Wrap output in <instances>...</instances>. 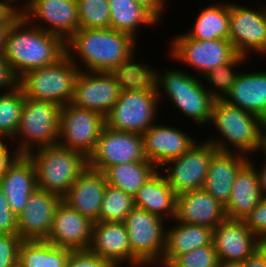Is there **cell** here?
<instances>
[{
    "instance_id": "1",
    "label": "cell",
    "mask_w": 266,
    "mask_h": 267,
    "mask_svg": "<svg viewBox=\"0 0 266 267\" xmlns=\"http://www.w3.org/2000/svg\"><path fill=\"white\" fill-rule=\"evenodd\" d=\"M136 40L128 33L111 28H79L65 42V49L80 71L138 75L144 71L145 64L134 62Z\"/></svg>"
},
{
    "instance_id": "2",
    "label": "cell",
    "mask_w": 266,
    "mask_h": 267,
    "mask_svg": "<svg viewBox=\"0 0 266 267\" xmlns=\"http://www.w3.org/2000/svg\"><path fill=\"white\" fill-rule=\"evenodd\" d=\"M65 53V42L59 36L32 25L20 14L6 34L3 57L18 80L30 70L54 64Z\"/></svg>"
},
{
    "instance_id": "3",
    "label": "cell",
    "mask_w": 266,
    "mask_h": 267,
    "mask_svg": "<svg viewBox=\"0 0 266 267\" xmlns=\"http://www.w3.org/2000/svg\"><path fill=\"white\" fill-rule=\"evenodd\" d=\"M159 104L155 84L144 70L126 82L118 100L105 116V126L142 135L158 119Z\"/></svg>"
},
{
    "instance_id": "4",
    "label": "cell",
    "mask_w": 266,
    "mask_h": 267,
    "mask_svg": "<svg viewBox=\"0 0 266 267\" xmlns=\"http://www.w3.org/2000/svg\"><path fill=\"white\" fill-rule=\"evenodd\" d=\"M144 70L155 84L159 101L162 99L163 90L173 106L190 120L192 119L191 121L200 126L210 125L214 99L201 82L202 78L188 74L184 69L170 68L161 73L145 64Z\"/></svg>"
},
{
    "instance_id": "5",
    "label": "cell",
    "mask_w": 266,
    "mask_h": 267,
    "mask_svg": "<svg viewBox=\"0 0 266 267\" xmlns=\"http://www.w3.org/2000/svg\"><path fill=\"white\" fill-rule=\"evenodd\" d=\"M264 123L265 121L255 114L224 100H214L210 124L220 132V137L211 136L206 141L211 142L217 151L248 156L259 151Z\"/></svg>"
},
{
    "instance_id": "6",
    "label": "cell",
    "mask_w": 266,
    "mask_h": 267,
    "mask_svg": "<svg viewBox=\"0 0 266 267\" xmlns=\"http://www.w3.org/2000/svg\"><path fill=\"white\" fill-rule=\"evenodd\" d=\"M27 156L35 166L37 189L61 198L88 167L87 157L82 152L58 143L37 148Z\"/></svg>"
},
{
    "instance_id": "7",
    "label": "cell",
    "mask_w": 266,
    "mask_h": 267,
    "mask_svg": "<svg viewBox=\"0 0 266 267\" xmlns=\"http://www.w3.org/2000/svg\"><path fill=\"white\" fill-rule=\"evenodd\" d=\"M79 68L65 53L54 64L26 72L17 85L27 98L64 106L72 102Z\"/></svg>"
},
{
    "instance_id": "8",
    "label": "cell",
    "mask_w": 266,
    "mask_h": 267,
    "mask_svg": "<svg viewBox=\"0 0 266 267\" xmlns=\"http://www.w3.org/2000/svg\"><path fill=\"white\" fill-rule=\"evenodd\" d=\"M61 106L51 101L25 97L21 119L14 140H21L15 146L22 154L58 142Z\"/></svg>"
},
{
    "instance_id": "9",
    "label": "cell",
    "mask_w": 266,
    "mask_h": 267,
    "mask_svg": "<svg viewBox=\"0 0 266 267\" xmlns=\"http://www.w3.org/2000/svg\"><path fill=\"white\" fill-rule=\"evenodd\" d=\"M132 76L135 75L80 71L75 81L71 104L81 109L96 111L105 117Z\"/></svg>"
},
{
    "instance_id": "10",
    "label": "cell",
    "mask_w": 266,
    "mask_h": 267,
    "mask_svg": "<svg viewBox=\"0 0 266 267\" xmlns=\"http://www.w3.org/2000/svg\"><path fill=\"white\" fill-rule=\"evenodd\" d=\"M169 48L172 59L192 67L200 78L238 55L229 40H194L185 33L174 36Z\"/></svg>"
},
{
    "instance_id": "11",
    "label": "cell",
    "mask_w": 266,
    "mask_h": 267,
    "mask_svg": "<svg viewBox=\"0 0 266 267\" xmlns=\"http://www.w3.org/2000/svg\"><path fill=\"white\" fill-rule=\"evenodd\" d=\"M165 222V219L136 206L125 218L131 251L142 265L161 262L166 241Z\"/></svg>"
},
{
    "instance_id": "12",
    "label": "cell",
    "mask_w": 266,
    "mask_h": 267,
    "mask_svg": "<svg viewBox=\"0 0 266 267\" xmlns=\"http://www.w3.org/2000/svg\"><path fill=\"white\" fill-rule=\"evenodd\" d=\"M104 126L105 117L101 113L66 104L61 106L57 143L88 157Z\"/></svg>"
},
{
    "instance_id": "13",
    "label": "cell",
    "mask_w": 266,
    "mask_h": 267,
    "mask_svg": "<svg viewBox=\"0 0 266 267\" xmlns=\"http://www.w3.org/2000/svg\"><path fill=\"white\" fill-rule=\"evenodd\" d=\"M217 151L206 139L196 142L181 156L170 159L161 168L176 195L201 189L205 182L212 155Z\"/></svg>"
},
{
    "instance_id": "14",
    "label": "cell",
    "mask_w": 266,
    "mask_h": 267,
    "mask_svg": "<svg viewBox=\"0 0 266 267\" xmlns=\"http://www.w3.org/2000/svg\"><path fill=\"white\" fill-rule=\"evenodd\" d=\"M20 14L64 42L80 28L76 0H25L20 4Z\"/></svg>"
},
{
    "instance_id": "15",
    "label": "cell",
    "mask_w": 266,
    "mask_h": 267,
    "mask_svg": "<svg viewBox=\"0 0 266 267\" xmlns=\"http://www.w3.org/2000/svg\"><path fill=\"white\" fill-rule=\"evenodd\" d=\"M145 159L141 134L117 131L104 126L94 150L87 157V166L103 172L113 165Z\"/></svg>"
},
{
    "instance_id": "16",
    "label": "cell",
    "mask_w": 266,
    "mask_h": 267,
    "mask_svg": "<svg viewBox=\"0 0 266 267\" xmlns=\"http://www.w3.org/2000/svg\"><path fill=\"white\" fill-rule=\"evenodd\" d=\"M229 2V41L238 54L266 57V5L258 10ZM250 53V54H249Z\"/></svg>"
},
{
    "instance_id": "17",
    "label": "cell",
    "mask_w": 266,
    "mask_h": 267,
    "mask_svg": "<svg viewBox=\"0 0 266 267\" xmlns=\"http://www.w3.org/2000/svg\"><path fill=\"white\" fill-rule=\"evenodd\" d=\"M89 250L114 267H122L126 263L130 264L129 267H143L131 251L124 222H93Z\"/></svg>"
},
{
    "instance_id": "18",
    "label": "cell",
    "mask_w": 266,
    "mask_h": 267,
    "mask_svg": "<svg viewBox=\"0 0 266 267\" xmlns=\"http://www.w3.org/2000/svg\"><path fill=\"white\" fill-rule=\"evenodd\" d=\"M212 243L219 262H243L264 244L243 220L228 218L213 229Z\"/></svg>"
},
{
    "instance_id": "19",
    "label": "cell",
    "mask_w": 266,
    "mask_h": 267,
    "mask_svg": "<svg viewBox=\"0 0 266 267\" xmlns=\"http://www.w3.org/2000/svg\"><path fill=\"white\" fill-rule=\"evenodd\" d=\"M93 222L72 209L63 200L58 204L51 232L46 241L71 251L88 250L92 240Z\"/></svg>"
},
{
    "instance_id": "20",
    "label": "cell",
    "mask_w": 266,
    "mask_h": 267,
    "mask_svg": "<svg viewBox=\"0 0 266 267\" xmlns=\"http://www.w3.org/2000/svg\"><path fill=\"white\" fill-rule=\"evenodd\" d=\"M61 200L57 194L40 189L30 195L24 210L17 216L18 235L22 240H47Z\"/></svg>"
},
{
    "instance_id": "21",
    "label": "cell",
    "mask_w": 266,
    "mask_h": 267,
    "mask_svg": "<svg viewBox=\"0 0 266 267\" xmlns=\"http://www.w3.org/2000/svg\"><path fill=\"white\" fill-rule=\"evenodd\" d=\"M181 130L175 126L157 124L156 121L142 134L146 159L159 169L170 159L179 157L190 149L196 141Z\"/></svg>"
},
{
    "instance_id": "22",
    "label": "cell",
    "mask_w": 266,
    "mask_h": 267,
    "mask_svg": "<svg viewBox=\"0 0 266 267\" xmlns=\"http://www.w3.org/2000/svg\"><path fill=\"white\" fill-rule=\"evenodd\" d=\"M225 207L203 188L176 197L174 220L214 229L226 219Z\"/></svg>"
},
{
    "instance_id": "23",
    "label": "cell",
    "mask_w": 266,
    "mask_h": 267,
    "mask_svg": "<svg viewBox=\"0 0 266 267\" xmlns=\"http://www.w3.org/2000/svg\"><path fill=\"white\" fill-rule=\"evenodd\" d=\"M107 185L103 172L87 167L74 181L62 200L81 215L96 222L99 221Z\"/></svg>"
},
{
    "instance_id": "24",
    "label": "cell",
    "mask_w": 266,
    "mask_h": 267,
    "mask_svg": "<svg viewBox=\"0 0 266 267\" xmlns=\"http://www.w3.org/2000/svg\"><path fill=\"white\" fill-rule=\"evenodd\" d=\"M249 159L241 153L216 151L211 157L202 188L225 206L236 175Z\"/></svg>"
},
{
    "instance_id": "25",
    "label": "cell",
    "mask_w": 266,
    "mask_h": 267,
    "mask_svg": "<svg viewBox=\"0 0 266 267\" xmlns=\"http://www.w3.org/2000/svg\"><path fill=\"white\" fill-rule=\"evenodd\" d=\"M0 188L6 195L10 209L18 216L37 189L35 166L27 155H21L0 176Z\"/></svg>"
},
{
    "instance_id": "26",
    "label": "cell",
    "mask_w": 266,
    "mask_h": 267,
    "mask_svg": "<svg viewBox=\"0 0 266 267\" xmlns=\"http://www.w3.org/2000/svg\"><path fill=\"white\" fill-rule=\"evenodd\" d=\"M224 101L266 121V71L239 72Z\"/></svg>"
},
{
    "instance_id": "27",
    "label": "cell",
    "mask_w": 266,
    "mask_h": 267,
    "mask_svg": "<svg viewBox=\"0 0 266 267\" xmlns=\"http://www.w3.org/2000/svg\"><path fill=\"white\" fill-rule=\"evenodd\" d=\"M262 192L256 168L248 161L238 172L225 207L228 219L243 220L260 202Z\"/></svg>"
},
{
    "instance_id": "28",
    "label": "cell",
    "mask_w": 266,
    "mask_h": 267,
    "mask_svg": "<svg viewBox=\"0 0 266 267\" xmlns=\"http://www.w3.org/2000/svg\"><path fill=\"white\" fill-rule=\"evenodd\" d=\"M176 193L157 171L134 195V205L171 222L176 215Z\"/></svg>"
},
{
    "instance_id": "29",
    "label": "cell",
    "mask_w": 266,
    "mask_h": 267,
    "mask_svg": "<svg viewBox=\"0 0 266 267\" xmlns=\"http://www.w3.org/2000/svg\"><path fill=\"white\" fill-rule=\"evenodd\" d=\"M173 221L175 225L166 228L165 250L161 262L170 264L178 255L212 244V228Z\"/></svg>"
},
{
    "instance_id": "30",
    "label": "cell",
    "mask_w": 266,
    "mask_h": 267,
    "mask_svg": "<svg viewBox=\"0 0 266 267\" xmlns=\"http://www.w3.org/2000/svg\"><path fill=\"white\" fill-rule=\"evenodd\" d=\"M158 170L152 162L145 159L139 162H129L107 167L103 173L107 184L121 189L134 197L138 189Z\"/></svg>"
},
{
    "instance_id": "31",
    "label": "cell",
    "mask_w": 266,
    "mask_h": 267,
    "mask_svg": "<svg viewBox=\"0 0 266 267\" xmlns=\"http://www.w3.org/2000/svg\"><path fill=\"white\" fill-rule=\"evenodd\" d=\"M110 7V28L128 33L136 39V33L142 25H159L148 10L134 0H108Z\"/></svg>"
},
{
    "instance_id": "32",
    "label": "cell",
    "mask_w": 266,
    "mask_h": 267,
    "mask_svg": "<svg viewBox=\"0 0 266 267\" xmlns=\"http://www.w3.org/2000/svg\"><path fill=\"white\" fill-rule=\"evenodd\" d=\"M229 3H215L204 7L194 22L193 29L185 33L194 40H229Z\"/></svg>"
},
{
    "instance_id": "33",
    "label": "cell",
    "mask_w": 266,
    "mask_h": 267,
    "mask_svg": "<svg viewBox=\"0 0 266 267\" xmlns=\"http://www.w3.org/2000/svg\"><path fill=\"white\" fill-rule=\"evenodd\" d=\"M71 252L46 240H23L18 267H65Z\"/></svg>"
},
{
    "instance_id": "34",
    "label": "cell",
    "mask_w": 266,
    "mask_h": 267,
    "mask_svg": "<svg viewBox=\"0 0 266 267\" xmlns=\"http://www.w3.org/2000/svg\"><path fill=\"white\" fill-rule=\"evenodd\" d=\"M24 100V92L18 85L9 92L0 94V135L4 139L15 137Z\"/></svg>"
},
{
    "instance_id": "35",
    "label": "cell",
    "mask_w": 266,
    "mask_h": 267,
    "mask_svg": "<svg viewBox=\"0 0 266 267\" xmlns=\"http://www.w3.org/2000/svg\"><path fill=\"white\" fill-rule=\"evenodd\" d=\"M246 58V55L238 54L232 61L210 70L201 77L205 82H208L209 87L214 88L210 89L205 85L207 92L214 100H224L229 94L235 83L236 77L239 74V70L237 71L235 69L233 71V69L239 67L240 64H243V61H248Z\"/></svg>"
},
{
    "instance_id": "36",
    "label": "cell",
    "mask_w": 266,
    "mask_h": 267,
    "mask_svg": "<svg viewBox=\"0 0 266 267\" xmlns=\"http://www.w3.org/2000/svg\"><path fill=\"white\" fill-rule=\"evenodd\" d=\"M134 207L133 196L108 184L99 213V221L124 222Z\"/></svg>"
},
{
    "instance_id": "37",
    "label": "cell",
    "mask_w": 266,
    "mask_h": 267,
    "mask_svg": "<svg viewBox=\"0 0 266 267\" xmlns=\"http://www.w3.org/2000/svg\"><path fill=\"white\" fill-rule=\"evenodd\" d=\"M80 28H110V7L108 0H76Z\"/></svg>"
},
{
    "instance_id": "38",
    "label": "cell",
    "mask_w": 266,
    "mask_h": 267,
    "mask_svg": "<svg viewBox=\"0 0 266 267\" xmlns=\"http://www.w3.org/2000/svg\"><path fill=\"white\" fill-rule=\"evenodd\" d=\"M218 264L219 259L213 243L178 255L170 263L172 267H218Z\"/></svg>"
},
{
    "instance_id": "39",
    "label": "cell",
    "mask_w": 266,
    "mask_h": 267,
    "mask_svg": "<svg viewBox=\"0 0 266 267\" xmlns=\"http://www.w3.org/2000/svg\"><path fill=\"white\" fill-rule=\"evenodd\" d=\"M22 241L18 234L0 233V267H18L19 247Z\"/></svg>"
},
{
    "instance_id": "40",
    "label": "cell",
    "mask_w": 266,
    "mask_h": 267,
    "mask_svg": "<svg viewBox=\"0 0 266 267\" xmlns=\"http://www.w3.org/2000/svg\"><path fill=\"white\" fill-rule=\"evenodd\" d=\"M245 225L263 243H266V197L243 219Z\"/></svg>"
},
{
    "instance_id": "41",
    "label": "cell",
    "mask_w": 266,
    "mask_h": 267,
    "mask_svg": "<svg viewBox=\"0 0 266 267\" xmlns=\"http://www.w3.org/2000/svg\"><path fill=\"white\" fill-rule=\"evenodd\" d=\"M65 267H114L109 261L88 250L72 251Z\"/></svg>"
},
{
    "instance_id": "42",
    "label": "cell",
    "mask_w": 266,
    "mask_h": 267,
    "mask_svg": "<svg viewBox=\"0 0 266 267\" xmlns=\"http://www.w3.org/2000/svg\"><path fill=\"white\" fill-rule=\"evenodd\" d=\"M0 233L18 234V218L10 209L6 195L0 188Z\"/></svg>"
},
{
    "instance_id": "43",
    "label": "cell",
    "mask_w": 266,
    "mask_h": 267,
    "mask_svg": "<svg viewBox=\"0 0 266 267\" xmlns=\"http://www.w3.org/2000/svg\"><path fill=\"white\" fill-rule=\"evenodd\" d=\"M19 6L13 0H0V24H12L20 15Z\"/></svg>"
},
{
    "instance_id": "44",
    "label": "cell",
    "mask_w": 266,
    "mask_h": 267,
    "mask_svg": "<svg viewBox=\"0 0 266 267\" xmlns=\"http://www.w3.org/2000/svg\"><path fill=\"white\" fill-rule=\"evenodd\" d=\"M17 85V79L12 74L6 59L3 54H0V89L3 88L5 92H9ZM8 90V91H7ZM3 92H0V94Z\"/></svg>"
},
{
    "instance_id": "45",
    "label": "cell",
    "mask_w": 266,
    "mask_h": 267,
    "mask_svg": "<svg viewBox=\"0 0 266 267\" xmlns=\"http://www.w3.org/2000/svg\"><path fill=\"white\" fill-rule=\"evenodd\" d=\"M8 148L4 142L0 145V176L22 155L17 149Z\"/></svg>"
},
{
    "instance_id": "46",
    "label": "cell",
    "mask_w": 266,
    "mask_h": 267,
    "mask_svg": "<svg viewBox=\"0 0 266 267\" xmlns=\"http://www.w3.org/2000/svg\"><path fill=\"white\" fill-rule=\"evenodd\" d=\"M137 4L148 10L158 21L163 17L166 8V0H134ZM165 5V6H164Z\"/></svg>"
},
{
    "instance_id": "47",
    "label": "cell",
    "mask_w": 266,
    "mask_h": 267,
    "mask_svg": "<svg viewBox=\"0 0 266 267\" xmlns=\"http://www.w3.org/2000/svg\"><path fill=\"white\" fill-rule=\"evenodd\" d=\"M244 267H266V243L243 261Z\"/></svg>"
},
{
    "instance_id": "48",
    "label": "cell",
    "mask_w": 266,
    "mask_h": 267,
    "mask_svg": "<svg viewBox=\"0 0 266 267\" xmlns=\"http://www.w3.org/2000/svg\"><path fill=\"white\" fill-rule=\"evenodd\" d=\"M249 162L256 168V170H258L257 175L259 179V185H260V189L262 192V196L266 197V159L264 162H262V165H261L262 168H260L261 166H259L258 169L256 165H254V162H252V158L249 160Z\"/></svg>"
},
{
    "instance_id": "49",
    "label": "cell",
    "mask_w": 266,
    "mask_h": 267,
    "mask_svg": "<svg viewBox=\"0 0 266 267\" xmlns=\"http://www.w3.org/2000/svg\"><path fill=\"white\" fill-rule=\"evenodd\" d=\"M11 24H0V54H3L6 34Z\"/></svg>"
},
{
    "instance_id": "50",
    "label": "cell",
    "mask_w": 266,
    "mask_h": 267,
    "mask_svg": "<svg viewBox=\"0 0 266 267\" xmlns=\"http://www.w3.org/2000/svg\"><path fill=\"white\" fill-rule=\"evenodd\" d=\"M260 152H263V156L266 159V121L264 123V126L262 128V133H261V142H260Z\"/></svg>"
},
{
    "instance_id": "51",
    "label": "cell",
    "mask_w": 266,
    "mask_h": 267,
    "mask_svg": "<svg viewBox=\"0 0 266 267\" xmlns=\"http://www.w3.org/2000/svg\"><path fill=\"white\" fill-rule=\"evenodd\" d=\"M218 267H244L243 262H219Z\"/></svg>"
},
{
    "instance_id": "52",
    "label": "cell",
    "mask_w": 266,
    "mask_h": 267,
    "mask_svg": "<svg viewBox=\"0 0 266 267\" xmlns=\"http://www.w3.org/2000/svg\"><path fill=\"white\" fill-rule=\"evenodd\" d=\"M159 264H161V265H159ZM155 265H159L160 267L162 266V267H172L170 264H167V263H163V262H150V263H148V264H145V265H143V267L144 266H146V267H148V266H150V267H154Z\"/></svg>"
},
{
    "instance_id": "53",
    "label": "cell",
    "mask_w": 266,
    "mask_h": 267,
    "mask_svg": "<svg viewBox=\"0 0 266 267\" xmlns=\"http://www.w3.org/2000/svg\"><path fill=\"white\" fill-rule=\"evenodd\" d=\"M5 139L0 135V145L3 143Z\"/></svg>"
}]
</instances>
